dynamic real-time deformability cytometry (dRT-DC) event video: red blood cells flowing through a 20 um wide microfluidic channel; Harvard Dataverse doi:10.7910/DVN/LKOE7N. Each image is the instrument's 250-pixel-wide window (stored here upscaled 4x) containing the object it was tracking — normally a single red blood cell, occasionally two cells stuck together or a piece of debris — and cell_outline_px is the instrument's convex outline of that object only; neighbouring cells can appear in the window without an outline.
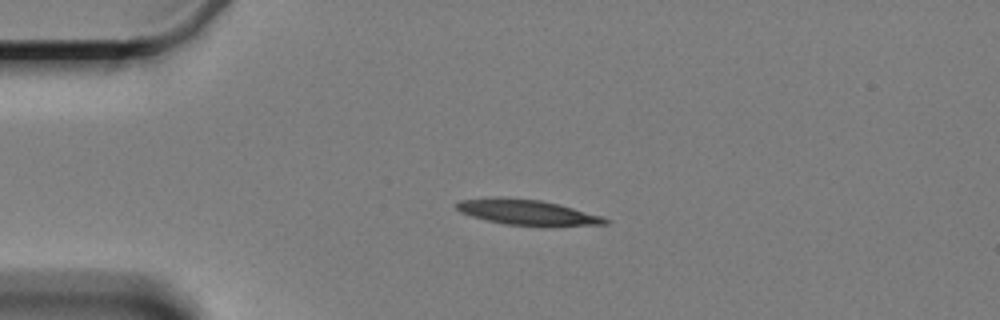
{"species": "Egyptian fruit bat (a non-hibernating species)", "species_latin": "Rousettus aegyptiacus", "temperature_condition": "cold", "stored_images_in_passage": 3, "camera_frame_rate_fps": 3000, "um_per_image_px": 0.085, "animal": {"sex": "female"}, "frame": {"image": 1, "passage_image": 1, "time_ms": 0.0, "image_size_px": [1000, 320], "cell_outline_px": [[612, 220], [608, 224], [552, 228], [540, 228], [504, 224], [472, 216], [460, 212], [456, 208], [456, 204], [460, 200], [496, 196], [500, 196], [540, 200], [560, 204], [604, 216]], "centroid_in_image_um": [44.94, 18.08], "position_along_channel_um": 40.1, "area_um2": 23.12}}
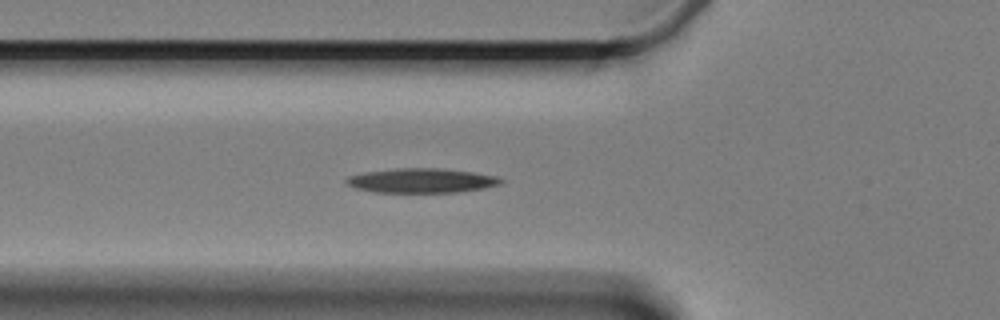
{"frame": {"image": 2, "passage_image": 3, "time_ms": 2.333, "image_size_px": [1000, 320], "cell_outline_px": [[504, 180], [500, 184], [484, 188], [456, 192], [372, 192], [356, 188], [348, 184], [344, 180], [348, 176], [364, 172], [396, 168], [440, 168], [472, 172], [496, 176]], "centroid_in_image_um": [35.81, 15.34], "position_along_channel_um": 90.0, "area_um2": 21.96}}